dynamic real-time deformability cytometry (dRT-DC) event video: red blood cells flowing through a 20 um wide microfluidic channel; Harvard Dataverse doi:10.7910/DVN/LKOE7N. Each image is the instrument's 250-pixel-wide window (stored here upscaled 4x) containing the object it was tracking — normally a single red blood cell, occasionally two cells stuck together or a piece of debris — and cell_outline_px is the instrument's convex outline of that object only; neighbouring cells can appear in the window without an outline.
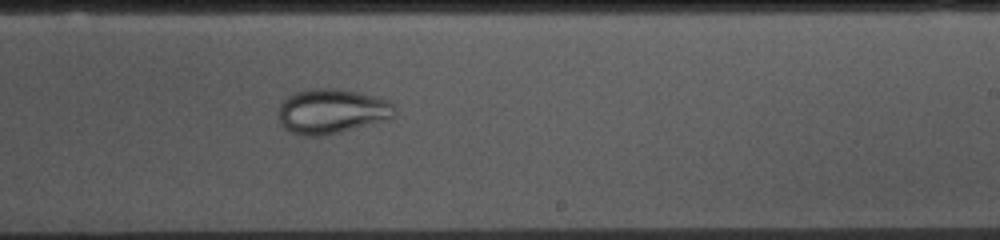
{"species": "common noctule bat (a hibernating species)", "species_latin": "Nyctalus noctula", "temperature_condition": "cold", "stored_images_in_passage": 53, "camera_frame_rate_fps": 3000, "um_per_image_px": 0.085, "animal": {"sex": "female", "body_mass_g": 10.0, "forearm_length_mm": 53.1}, "frame": {"image": 1, "passage_image": 31, "time_ms": 10.0, "image_size_px": [1000, 240], "cell_outline_px": [[396, 112], [388, 120], [324, 136], [304, 136], [292, 132], [284, 128], [280, 124], [280, 104], [288, 96], [296, 92], [316, 88], [340, 88], [388, 100], [396, 108]], "centroid_in_image_um": [28.21, 9.47], "position_along_channel_um": 260.8, "area_um2": 30.23}}
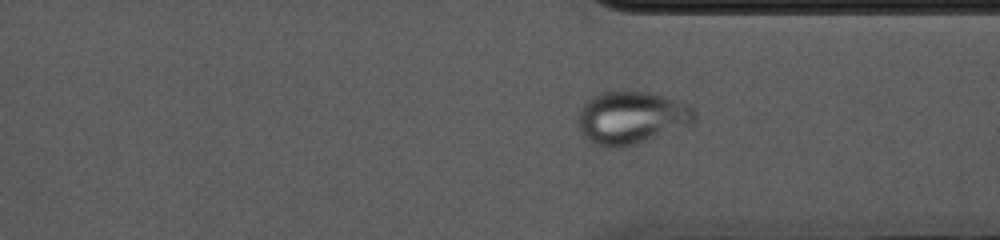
{"frame": {"image": 2, "passage_image": 39, "time_ms": 12.667, "image_size_px": [1000, 240], "cell_outline_px": [[696, 120], [692, 124], [620, 148], [604, 148], [592, 144], [580, 132], [576, 120], [580, 108], [592, 96], [600, 92], [624, 88], [648, 92], [664, 96], [688, 104], [696, 112]], "centroid_in_image_um": [53.61, 9.97], "position_along_channel_um": 357.8, "area_um2": 36.41}}
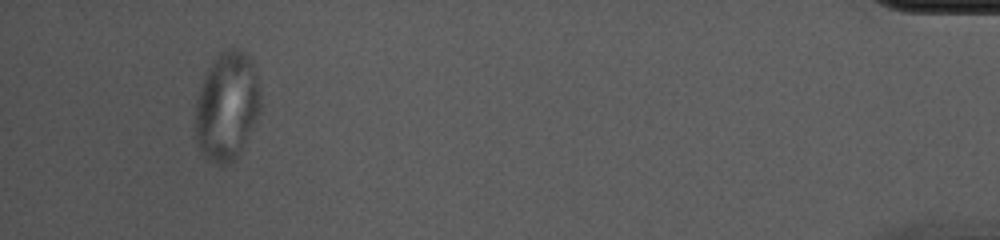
{"frame": {"image": 3, "passage_image": 50, "time_ms": 16.333, "image_size_px": [1000, 240], "cell_outline_px": [[260, 108], [256, 120], [240, 152], [228, 164], [216, 164], [208, 160], [204, 156], [196, 144], [196, 100], [200, 84], [208, 68], [216, 56], [220, 52], [228, 48], [236, 48], [248, 52], [252, 60], [256, 72], [260, 92]], "centroid_in_image_um": [19.29, 8.99], "position_along_channel_um": 415.9, "area_um2": 41.44}}